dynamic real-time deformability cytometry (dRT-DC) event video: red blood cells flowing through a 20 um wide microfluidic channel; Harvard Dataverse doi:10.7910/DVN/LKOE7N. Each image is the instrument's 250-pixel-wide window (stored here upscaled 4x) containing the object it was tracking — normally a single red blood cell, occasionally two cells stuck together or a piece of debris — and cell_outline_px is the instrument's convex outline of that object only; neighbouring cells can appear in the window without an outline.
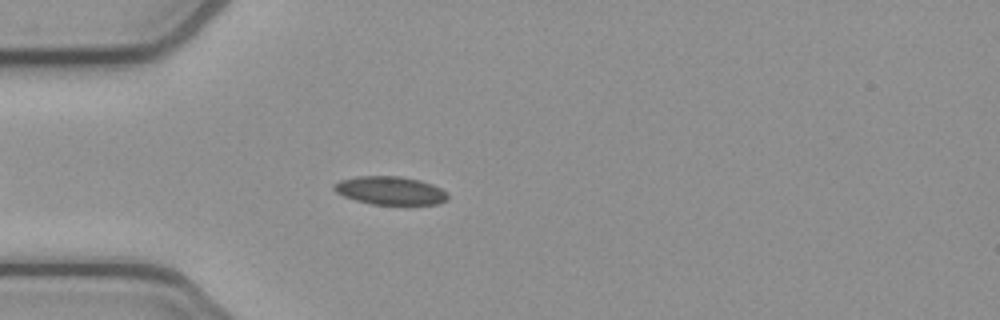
{"species": "common noctule bat (a hibernating species)", "species_latin": "Nyctalus noctula", "temperature_condition": "cold", "stored_images_in_passage": 42, "camera_frame_rate_fps": 3000, "um_per_image_px": 0.085, "animal": {"sex": "female", "body_mass_g": 21.9}, "frame": {"image": 1, "passage_image": 4, "time_ms": 1.0, "image_size_px": [1000, 320], "cell_outline_px": [[448, 200], [436, 204], [408, 208], [372, 204], [356, 200], [344, 196], [336, 192], [332, 188], [332, 184], [340, 180], [356, 176], [400, 176], [420, 180], [432, 184], [440, 188], [448, 196]], "centroid_in_image_um": [33.2, 16.25], "position_along_channel_um": 51.8, "area_um2": 19.59}}
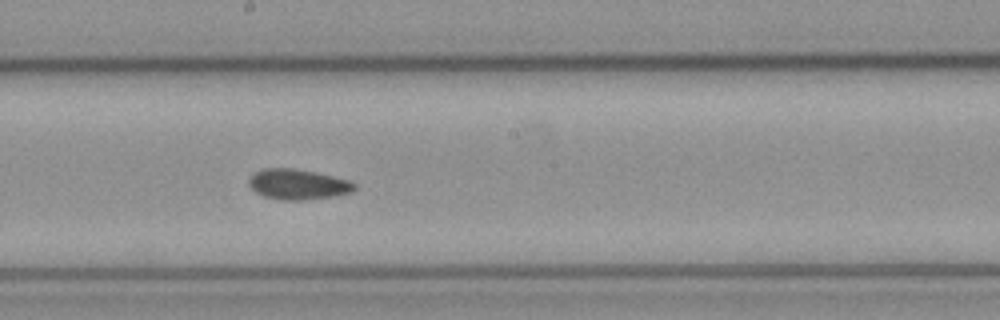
{"frame": {"image": 2, "passage_image": 18, "time_ms": 5.667, "image_size_px": [1000, 320], "cell_outline_px": [[356, 188], [352, 192], [336, 196], [300, 200], [280, 200], [264, 196], [256, 192], [248, 184], [248, 180], [252, 172], [264, 168], [296, 168], [316, 172], [352, 180], [356, 184]], "centroid_in_image_um": [25.33, 15.65], "position_along_channel_um": 222.9, "area_um2": 19.02}}
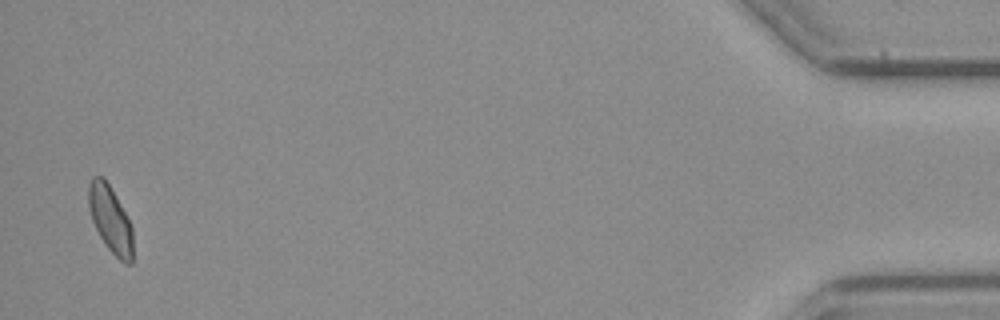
{"frame": {"image": 3, "passage_image": 41, "time_ms": 13.333, "image_size_px": [1000, 320], "cell_outline_px": [[132, 264], [124, 264], [104, 244], [92, 220], [88, 204], [88, 184], [92, 176], [104, 176], [128, 216], [132, 224]], "centroid_in_image_um": [9.38, 18.62], "position_along_channel_um": 425.8, "area_um2": 17.4}, "authors_computed_cell_mechanics": {"area_um2": 18.2359, "velocity_mm_per_s": 3.8535, "shape_relaxation_time_tau1_ms": null, "shape_relaxation_time_tau2_ms": 3.7301, "deformation_change_tau1": null, "deformation_change_tau2": 0.0679}}